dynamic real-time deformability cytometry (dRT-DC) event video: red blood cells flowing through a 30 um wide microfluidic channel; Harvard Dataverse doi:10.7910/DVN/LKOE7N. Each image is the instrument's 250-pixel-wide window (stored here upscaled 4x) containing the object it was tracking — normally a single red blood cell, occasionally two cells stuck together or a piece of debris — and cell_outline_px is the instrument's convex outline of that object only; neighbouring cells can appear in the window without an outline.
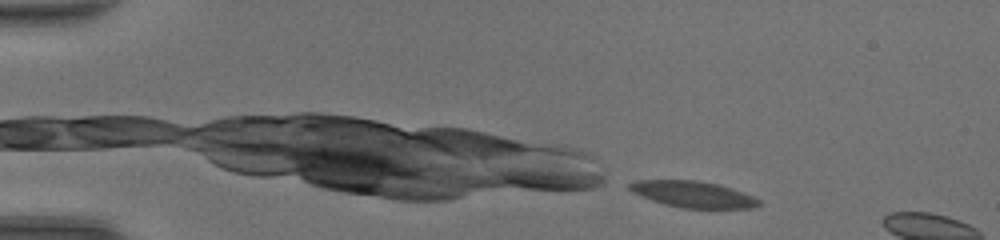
{"species": "common noctule bat (a hibernating species)", "species_latin": "Nyctalus noctula", "temperature_condition": "room temperature", "stored_images_in_passage": 6, "camera_frame_rate_fps": 3000, "um_per_image_px": 0.085, "animal": {"sex": "female", "body_mass_g": 20.0, "forearm_length_mm": 54.0}, "frame": {"image": 1, "passage_image": 1, "time_ms": 0.0, "image_size_px": [1000, 240], "cell_outline_px": [[760, 204], [752, 208], [684, 208], [652, 200], [640, 196], [632, 192], [628, 188], [628, 184], [636, 180], [696, 180], [720, 184], [732, 188], [752, 196], [760, 200]], "centroid_in_image_um": [58.9, 16.5], "position_along_channel_um": 26.1, "area_um2": 19.71}}